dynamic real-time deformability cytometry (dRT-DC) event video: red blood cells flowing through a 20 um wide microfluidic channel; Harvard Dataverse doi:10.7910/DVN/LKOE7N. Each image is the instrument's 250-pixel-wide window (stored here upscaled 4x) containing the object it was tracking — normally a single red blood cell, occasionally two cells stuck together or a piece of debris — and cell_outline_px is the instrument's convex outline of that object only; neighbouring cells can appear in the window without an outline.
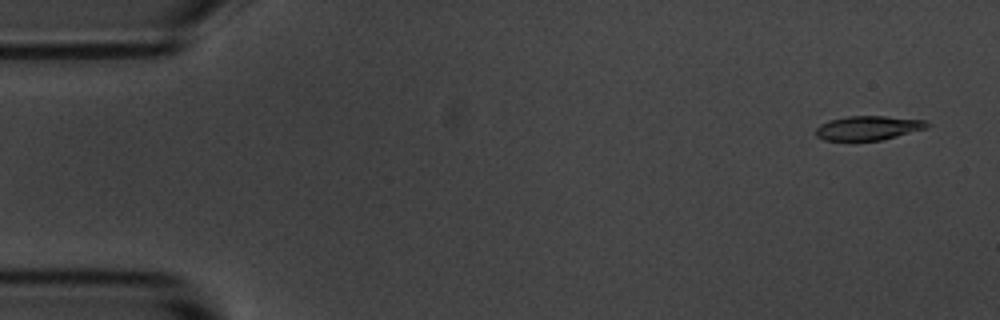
{"species": "common noctule bat (a hibernating species)", "species_latin": "Nyctalus noctula", "temperature_condition": "room temperature", "stored_images_in_passage": 5, "camera_frame_rate_fps": 3000, "um_per_image_px": 0.085, "animal": {"sex": "male", "body_mass_g": 20.1, "forearm_length_mm": 53.5}, "frame": {"image": 1, "passage_image": 1, "time_ms": 0.0, "image_size_px": [1000, 320], "cell_outline_px": [[932, 124], [928, 128], [880, 140], [824, 140], [816, 136], [816, 128], [820, 124], [828, 120], [848, 116], [884, 116], [924, 120]], "centroid_in_image_um": [73.8, 10.87], "position_along_channel_um": 11.2, "area_um2": 15.66}}
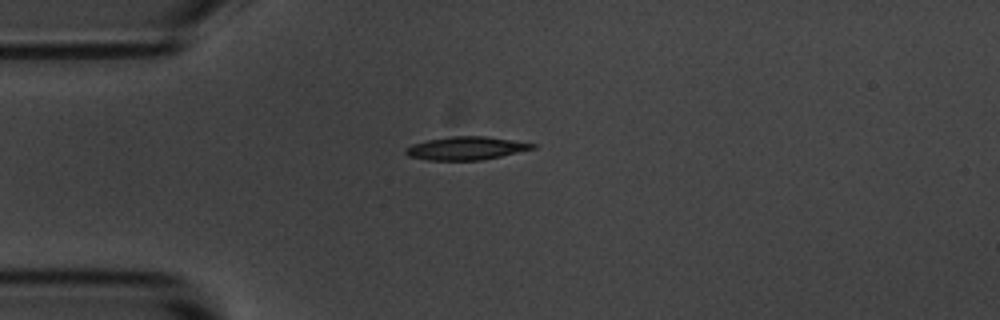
{"frame": {"image": 2, "passage_image": 4, "time_ms": 3.667, "image_size_px": [1000, 320], "cell_outline_px": [[536, 148], [500, 156], [480, 160], [428, 160], [408, 156], [404, 152], [404, 148], [412, 144], [428, 140], [452, 136], [484, 136], [512, 140], [536, 144]], "centroid_in_image_um": [39.58, 12.6], "position_along_channel_um": 45.4, "area_um2": 16.99}}